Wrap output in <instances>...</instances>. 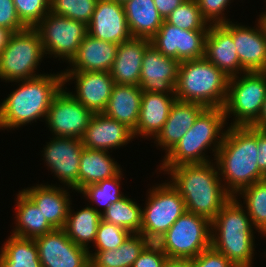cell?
I'll return each mask as SVG.
<instances>
[{
  "instance_id": "obj_1",
  "label": "cell",
  "mask_w": 266,
  "mask_h": 267,
  "mask_svg": "<svg viewBox=\"0 0 266 267\" xmlns=\"http://www.w3.org/2000/svg\"><path fill=\"white\" fill-rule=\"evenodd\" d=\"M227 128L214 163L219 176L223 177V186L236 196L243 188L266 176L258 166V129L251 126Z\"/></svg>"
},
{
  "instance_id": "obj_2",
  "label": "cell",
  "mask_w": 266,
  "mask_h": 267,
  "mask_svg": "<svg viewBox=\"0 0 266 267\" xmlns=\"http://www.w3.org/2000/svg\"><path fill=\"white\" fill-rule=\"evenodd\" d=\"M216 163L184 164L160 172L170 175L169 182L184 199L187 212L212 221L232 198L222 183Z\"/></svg>"
},
{
  "instance_id": "obj_3",
  "label": "cell",
  "mask_w": 266,
  "mask_h": 267,
  "mask_svg": "<svg viewBox=\"0 0 266 267\" xmlns=\"http://www.w3.org/2000/svg\"><path fill=\"white\" fill-rule=\"evenodd\" d=\"M13 90L0 104V129H12L33 123L47 112L55 95L64 85L63 72L43 74L36 78L17 81ZM4 128V129H3Z\"/></svg>"
},
{
  "instance_id": "obj_4",
  "label": "cell",
  "mask_w": 266,
  "mask_h": 267,
  "mask_svg": "<svg viewBox=\"0 0 266 267\" xmlns=\"http://www.w3.org/2000/svg\"><path fill=\"white\" fill-rule=\"evenodd\" d=\"M237 199L232 196L211 221V246L236 267H252L254 226Z\"/></svg>"
},
{
  "instance_id": "obj_5",
  "label": "cell",
  "mask_w": 266,
  "mask_h": 267,
  "mask_svg": "<svg viewBox=\"0 0 266 267\" xmlns=\"http://www.w3.org/2000/svg\"><path fill=\"white\" fill-rule=\"evenodd\" d=\"M225 124L228 123L222 107L205 108L195 119L193 126L164 156L159 169L210 162L205 152L210 147L215 158L226 133V130L223 131Z\"/></svg>"
},
{
  "instance_id": "obj_6",
  "label": "cell",
  "mask_w": 266,
  "mask_h": 267,
  "mask_svg": "<svg viewBox=\"0 0 266 267\" xmlns=\"http://www.w3.org/2000/svg\"><path fill=\"white\" fill-rule=\"evenodd\" d=\"M229 77L205 57L180 62L175 95L205 108L224 107Z\"/></svg>"
},
{
  "instance_id": "obj_7",
  "label": "cell",
  "mask_w": 266,
  "mask_h": 267,
  "mask_svg": "<svg viewBox=\"0 0 266 267\" xmlns=\"http://www.w3.org/2000/svg\"><path fill=\"white\" fill-rule=\"evenodd\" d=\"M44 55L41 39L35 28L13 32L0 54L1 80L16 83L43 75L36 74L35 70Z\"/></svg>"
},
{
  "instance_id": "obj_8",
  "label": "cell",
  "mask_w": 266,
  "mask_h": 267,
  "mask_svg": "<svg viewBox=\"0 0 266 267\" xmlns=\"http://www.w3.org/2000/svg\"><path fill=\"white\" fill-rule=\"evenodd\" d=\"M171 259H193L211 247V221L185 212L156 241Z\"/></svg>"
},
{
  "instance_id": "obj_9",
  "label": "cell",
  "mask_w": 266,
  "mask_h": 267,
  "mask_svg": "<svg viewBox=\"0 0 266 267\" xmlns=\"http://www.w3.org/2000/svg\"><path fill=\"white\" fill-rule=\"evenodd\" d=\"M231 77L224 104L226 120L235 116L230 126H251L259 117L266 97V72H245Z\"/></svg>"
},
{
  "instance_id": "obj_10",
  "label": "cell",
  "mask_w": 266,
  "mask_h": 267,
  "mask_svg": "<svg viewBox=\"0 0 266 267\" xmlns=\"http://www.w3.org/2000/svg\"><path fill=\"white\" fill-rule=\"evenodd\" d=\"M148 193L140 234L156 242L187 210L184 199L170 182L157 184Z\"/></svg>"
},
{
  "instance_id": "obj_11",
  "label": "cell",
  "mask_w": 266,
  "mask_h": 267,
  "mask_svg": "<svg viewBox=\"0 0 266 267\" xmlns=\"http://www.w3.org/2000/svg\"><path fill=\"white\" fill-rule=\"evenodd\" d=\"M39 33L45 56L70 62L76 55L84 38L88 35V25L65 16L49 12L34 27Z\"/></svg>"
},
{
  "instance_id": "obj_12",
  "label": "cell",
  "mask_w": 266,
  "mask_h": 267,
  "mask_svg": "<svg viewBox=\"0 0 266 267\" xmlns=\"http://www.w3.org/2000/svg\"><path fill=\"white\" fill-rule=\"evenodd\" d=\"M93 114L63 86L51 102L45 123L53 136L81 139Z\"/></svg>"
},
{
  "instance_id": "obj_13",
  "label": "cell",
  "mask_w": 266,
  "mask_h": 267,
  "mask_svg": "<svg viewBox=\"0 0 266 267\" xmlns=\"http://www.w3.org/2000/svg\"><path fill=\"white\" fill-rule=\"evenodd\" d=\"M208 30H184L165 20L150 39L160 53L177 60L201 59L205 56V39Z\"/></svg>"
},
{
  "instance_id": "obj_14",
  "label": "cell",
  "mask_w": 266,
  "mask_h": 267,
  "mask_svg": "<svg viewBox=\"0 0 266 267\" xmlns=\"http://www.w3.org/2000/svg\"><path fill=\"white\" fill-rule=\"evenodd\" d=\"M84 146L81 139L72 137H53L43 148V160L67 189L79 192V168Z\"/></svg>"
},
{
  "instance_id": "obj_15",
  "label": "cell",
  "mask_w": 266,
  "mask_h": 267,
  "mask_svg": "<svg viewBox=\"0 0 266 267\" xmlns=\"http://www.w3.org/2000/svg\"><path fill=\"white\" fill-rule=\"evenodd\" d=\"M42 267H90L89 250L76 245L64 229L34 239Z\"/></svg>"
},
{
  "instance_id": "obj_16",
  "label": "cell",
  "mask_w": 266,
  "mask_h": 267,
  "mask_svg": "<svg viewBox=\"0 0 266 267\" xmlns=\"http://www.w3.org/2000/svg\"><path fill=\"white\" fill-rule=\"evenodd\" d=\"M254 27L229 22L221 24L233 38L241 67L246 72H266V22L259 16Z\"/></svg>"
},
{
  "instance_id": "obj_17",
  "label": "cell",
  "mask_w": 266,
  "mask_h": 267,
  "mask_svg": "<svg viewBox=\"0 0 266 267\" xmlns=\"http://www.w3.org/2000/svg\"><path fill=\"white\" fill-rule=\"evenodd\" d=\"M64 84L75 80L76 94L71 95L93 113H103L112 89L114 80L107 71H62Z\"/></svg>"
},
{
  "instance_id": "obj_18",
  "label": "cell",
  "mask_w": 266,
  "mask_h": 267,
  "mask_svg": "<svg viewBox=\"0 0 266 267\" xmlns=\"http://www.w3.org/2000/svg\"><path fill=\"white\" fill-rule=\"evenodd\" d=\"M180 61L150 45L144 52L139 87L142 91L175 94Z\"/></svg>"
},
{
  "instance_id": "obj_19",
  "label": "cell",
  "mask_w": 266,
  "mask_h": 267,
  "mask_svg": "<svg viewBox=\"0 0 266 267\" xmlns=\"http://www.w3.org/2000/svg\"><path fill=\"white\" fill-rule=\"evenodd\" d=\"M88 34L115 44L131 39L123 4L114 0H97L88 24Z\"/></svg>"
},
{
  "instance_id": "obj_20",
  "label": "cell",
  "mask_w": 266,
  "mask_h": 267,
  "mask_svg": "<svg viewBox=\"0 0 266 267\" xmlns=\"http://www.w3.org/2000/svg\"><path fill=\"white\" fill-rule=\"evenodd\" d=\"M133 138V131L125 124L94 113L81 141L87 149L108 151L127 145Z\"/></svg>"
},
{
  "instance_id": "obj_21",
  "label": "cell",
  "mask_w": 266,
  "mask_h": 267,
  "mask_svg": "<svg viewBox=\"0 0 266 267\" xmlns=\"http://www.w3.org/2000/svg\"><path fill=\"white\" fill-rule=\"evenodd\" d=\"M204 57L229 78L246 72L239 62L232 35L221 24L209 25Z\"/></svg>"
},
{
  "instance_id": "obj_22",
  "label": "cell",
  "mask_w": 266,
  "mask_h": 267,
  "mask_svg": "<svg viewBox=\"0 0 266 267\" xmlns=\"http://www.w3.org/2000/svg\"><path fill=\"white\" fill-rule=\"evenodd\" d=\"M176 100L175 94L143 91L139 119L133 131L134 138L136 136L155 138L166 122Z\"/></svg>"
},
{
  "instance_id": "obj_23",
  "label": "cell",
  "mask_w": 266,
  "mask_h": 267,
  "mask_svg": "<svg viewBox=\"0 0 266 267\" xmlns=\"http://www.w3.org/2000/svg\"><path fill=\"white\" fill-rule=\"evenodd\" d=\"M150 39L132 37L119 44L110 74L115 84L139 86L142 59Z\"/></svg>"
},
{
  "instance_id": "obj_24",
  "label": "cell",
  "mask_w": 266,
  "mask_h": 267,
  "mask_svg": "<svg viewBox=\"0 0 266 267\" xmlns=\"http://www.w3.org/2000/svg\"><path fill=\"white\" fill-rule=\"evenodd\" d=\"M40 209L55 229H64L71 201L65 188L54 185L32 186L22 190Z\"/></svg>"
},
{
  "instance_id": "obj_25",
  "label": "cell",
  "mask_w": 266,
  "mask_h": 267,
  "mask_svg": "<svg viewBox=\"0 0 266 267\" xmlns=\"http://www.w3.org/2000/svg\"><path fill=\"white\" fill-rule=\"evenodd\" d=\"M204 109L199 103L176 100L161 131L153 139L154 143L164 148L162 150H166L167 154L193 126L195 119Z\"/></svg>"
},
{
  "instance_id": "obj_26",
  "label": "cell",
  "mask_w": 266,
  "mask_h": 267,
  "mask_svg": "<svg viewBox=\"0 0 266 267\" xmlns=\"http://www.w3.org/2000/svg\"><path fill=\"white\" fill-rule=\"evenodd\" d=\"M119 44L96 39L89 34L80 44L76 55L65 71L110 72L117 55Z\"/></svg>"
},
{
  "instance_id": "obj_27",
  "label": "cell",
  "mask_w": 266,
  "mask_h": 267,
  "mask_svg": "<svg viewBox=\"0 0 266 267\" xmlns=\"http://www.w3.org/2000/svg\"><path fill=\"white\" fill-rule=\"evenodd\" d=\"M143 91L139 86L115 84L103 114L136 129Z\"/></svg>"
},
{
  "instance_id": "obj_28",
  "label": "cell",
  "mask_w": 266,
  "mask_h": 267,
  "mask_svg": "<svg viewBox=\"0 0 266 267\" xmlns=\"http://www.w3.org/2000/svg\"><path fill=\"white\" fill-rule=\"evenodd\" d=\"M123 8L132 37L151 39L163 24L153 0H127Z\"/></svg>"
},
{
  "instance_id": "obj_29",
  "label": "cell",
  "mask_w": 266,
  "mask_h": 267,
  "mask_svg": "<svg viewBox=\"0 0 266 267\" xmlns=\"http://www.w3.org/2000/svg\"><path fill=\"white\" fill-rule=\"evenodd\" d=\"M16 227L12 235L35 239L55 228L43 216L41 209L21 190L16 198Z\"/></svg>"
},
{
  "instance_id": "obj_30",
  "label": "cell",
  "mask_w": 266,
  "mask_h": 267,
  "mask_svg": "<svg viewBox=\"0 0 266 267\" xmlns=\"http://www.w3.org/2000/svg\"><path fill=\"white\" fill-rule=\"evenodd\" d=\"M109 151L83 148L79 168V192L86 186L117 176L120 165L111 158Z\"/></svg>"
},
{
  "instance_id": "obj_31",
  "label": "cell",
  "mask_w": 266,
  "mask_h": 267,
  "mask_svg": "<svg viewBox=\"0 0 266 267\" xmlns=\"http://www.w3.org/2000/svg\"><path fill=\"white\" fill-rule=\"evenodd\" d=\"M150 241L140 233H131L117 249L89 251L90 267H132Z\"/></svg>"
},
{
  "instance_id": "obj_32",
  "label": "cell",
  "mask_w": 266,
  "mask_h": 267,
  "mask_svg": "<svg viewBox=\"0 0 266 267\" xmlns=\"http://www.w3.org/2000/svg\"><path fill=\"white\" fill-rule=\"evenodd\" d=\"M101 214L102 211L91 207V204L77 212L72 211L70 206L64 227L67 236L76 245L89 250L91 246L88 247V244L95 241L98 224L102 219Z\"/></svg>"
},
{
  "instance_id": "obj_33",
  "label": "cell",
  "mask_w": 266,
  "mask_h": 267,
  "mask_svg": "<svg viewBox=\"0 0 266 267\" xmlns=\"http://www.w3.org/2000/svg\"><path fill=\"white\" fill-rule=\"evenodd\" d=\"M0 267H42L35 240L11 234L0 250Z\"/></svg>"
},
{
  "instance_id": "obj_34",
  "label": "cell",
  "mask_w": 266,
  "mask_h": 267,
  "mask_svg": "<svg viewBox=\"0 0 266 267\" xmlns=\"http://www.w3.org/2000/svg\"><path fill=\"white\" fill-rule=\"evenodd\" d=\"M102 220L120 226L131 233H140L142 208L136 201L123 196L111 204L102 214Z\"/></svg>"
},
{
  "instance_id": "obj_35",
  "label": "cell",
  "mask_w": 266,
  "mask_h": 267,
  "mask_svg": "<svg viewBox=\"0 0 266 267\" xmlns=\"http://www.w3.org/2000/svg\"><path fill=\"white\" fill-rule=\"evenodd\" d=\"M238 196L244 199V208L255 231L266 236V179L243 188L235 197Z\"/></svg>"
},
{
  "instance_id": "obj_36",
  "label": "cell",
  "mask_w": 266,
  "mask_h": 267,
  "mask_svg": "<svg viewBox=\"0 0 266 267\" xmlns=\"http://www.w3.org/2000/svg\"><path fill=\"white\" fill-rule=\"evenodd\" d=\"M122 176L121 171L117 176L84 187L80 193L91 203L100 205L103 213L111 204L116 203L124 196L120 191Z\"/></svg>"
},
{
  "instance_id": "obj_37",
  "label": "cell",
  "mask_w": 266,
  "mask_h": 267,
  "mask_svg": "<svg viewBox=\"0 0 266 267\" xmlns=\"http://www.w3.org/2000/svg\"><path fill=\"white\" fill-rule=\"evenodd\" d=\"M164 20L184 30H209V24L203 18L196 0L184 1Z\"/></svg>"
},
{
  "instance_id": "obj_38",
  "label": "cell",
  "mask_w": 266,
  "mask_h": 267,
  "mask_svg": "<svg viewBox=\"0 0 266 267\" xmlns=\"http://www.w3.org/2000/svg\"><path fill=\"white\" fill-rule=\"evenodd\" d=\"M96 2L97 0H50V12L88 25Z\"/></svg>"
},
{
  "instance_id": "obj_39",
  "label": "cell",
  "mask_w": 266,
  "mask_h": 267,
  "mask_svg": "<svg viewBox=\"0 0 266 267\" xmlns=\"http://www.w3.org/2000/svg\"><path fill=\"white\" fill-rule=\"evenodd\" d=\"M21 22L34 28L50 12V0H13Z\"/></svg>"
},
{
  "instance_id": "obj_40",
  "label": "cell",
  "mask_w": 266,
  "mask_h": 267,
  "mask_svg": "<svg viewBox=\"0 0 266 267\" xmlns=\"http://www.w3.org/2000/svg\"><path fill=\"white\" fill-rule=\"evenodd\" d=\"M131 234L128 230L100 220L97 228L94 246L97 250L117 249Z\"/></svg>"
},
{
  "instance_id": "obj_41",
  "label": "cell",
  "mask_w": 266,
  "mask_h": 267,
  "mask_svg": "<svg viewBox=\"0 0 266 267\" xmlns=\"http://www.w3.org/2000/svg\"><path fill=\"white\" fill-rule=\"evenodd\" d=\"M231 0H196L203 18L209 25H220L229 22L225 11Z\"/></svg>"
},
{
  "instance_id": "obj_42",
  "label": "cell",
  "mask_w": 266,
  "mask_h": 267,
  "mask_svg": "<svg viewBox=\"0 0 266 267\" xmlns=\"http://www.w3.org/2000/svg\"><path fill=\"white\" fill-rule=\"evenodd\" d=\"M167 255L156 242H149L140 252L132 267H164Z\"/></svg>"
},
{
  "instance_id": "obj_43",
  "label": "cell",
  "mask_w": 266,
  "mask_h": 267,
  "mask_svg": "<svg viewBox=\"0 0 266 267\" xmlns=\"http://www.w3.org/2000/svg\"><path fill=\"white\" fill-rule=\"evenodd\" d=\"M0 27L12 32L27 28L18 17L13 0H0Z\"/></svg>"
},
{
  "instance_id": "obj_44",
  "label": "cell",
  "mask_w": 266,
  "mask_h": 267,
  "mask_svg": "<svg viewBox=\"0 0 266 267\" xmlns=\"http://www.w3.org/2000/svg\"><path fill=\"white\" fill-rule=\"evenodd\" d=\"M192 261L194 267H236L229 259L212 246L203 250L199 255L194 257Z\"/></svg>"
},
{
  "instance_id": "obj_45",
  "label": "cell",
  "mask_w": 266,
  "mask_h": 267,
  "mask_svg": "<svg viewBox=\"0 0 266 267\" xmlns=\"http://www.w3.org/2000/svg\"><path fill=\"white\" fill-rule=\"evenodd\" d=\"M258 166L266 176V130H258Z\"/></svg>"
},
{
  "instance_id": "obj_46",
  "label": "cell",
  "mask_w": 266,
  "mask_h": 267,
  "mask_svg": "<svg viewBox=\"0 0 266 267\" xmlns=\"http://www.w3.org/2000/svg\"><path fill=\"white\" fill-rule=\"evenodd\" d=\"M186 0H153L157 11L165 19L175 8Z\"/></svg>"
},
{
  "instance_id": "obj_47",
  "label": "cell",
  "mask_w": 266,
  "mask_h": 267,
  "mask_svg": "<svg viewBox=\"0 0 266 267\" xmlns=\"http://www.w3.org/2000/svg\"><path fill=\"white\" fill-rule=\"evenodd\" d=\"M251 127L258 130H266V97L258 119L251 125Z\"/></svg>"
},
{
  "instance_id": "obj_48",
  "label": "cell",
  "mask_w": 266,
  "mask_h": 267,
  "mask_svg": "<svg viewBox=\"0 0 266 267\" xmlns=\"http://www.w3.org/2000/svg\"><path fill=\"white\" fill-rule=\"evenodd\" d=\"M164 267H194L192 259L168 258Z\"/></svg>"
},
{
  "instance_id": "obj_49",
  "label": "cell",
  "mask_w": 266,
  "mask_h": 267,
  "mask_svg": "<svg viewBox=\"0 0 266 267\" xmlns=\"http://www.w3.org/2000/svg\"><path fill=\"white\" fill-rule=\"evenodd\" d=\"M12 31L5 29L3 27H0V54L1 51L5 48V46L8 44V41L12 35Z\"/></svg>"
},
{
  "instance_id": "obj_50",
  "label": "cell",
  "mask_w": 266,
  "mask_h": 267,
  "mask_svg": "<svg viewBox=\"0 0 266 267\" xmlns=\"http://www.w3.org/2000/svg\"><path fill=\"white\" fill-rule=\"evenodd\" d=\"M114 1H116V2H119V3H124L125 1H127V0H114Z\"/></svg>"
},
{
  "instance_id": "obj_51",
  "label": "cell",
  "mask_w": 266,
  "mask_h": 267,
  "mask_svg": "<svg viewBox=\"0 0 266 267\" xmlns=\"http://www.w3.org/2000/svg\"><path fill=\"white\" fill-rule=\"evenodd\" d=\"M260 17H266V12L259 15Z\"/></svg>"
}]
</instances>
